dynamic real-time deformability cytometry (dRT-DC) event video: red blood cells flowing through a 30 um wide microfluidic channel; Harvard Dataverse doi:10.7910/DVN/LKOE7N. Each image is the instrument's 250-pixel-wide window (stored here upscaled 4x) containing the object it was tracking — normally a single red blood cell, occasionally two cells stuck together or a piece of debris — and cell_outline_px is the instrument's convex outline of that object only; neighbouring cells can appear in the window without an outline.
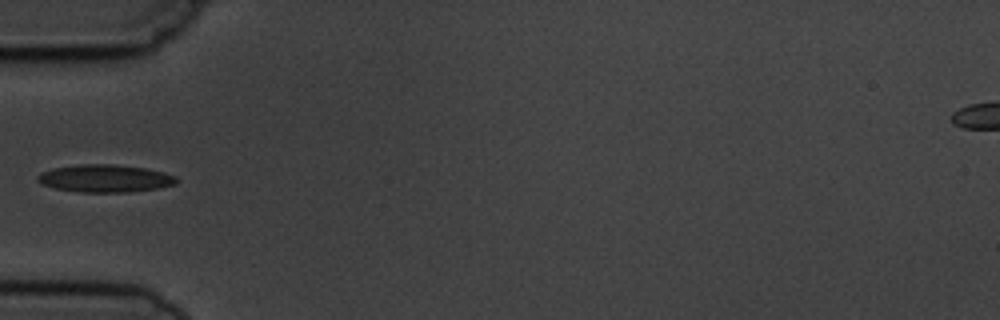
{"species": "common noctule bat (a hibernating species)", "species_latin": "Nyctalus noctula", "temperature_condition": "cold", "stored_images_in_passage": 5, "camera_frame_rate_fps": 3000, "um_per_image_px": 0.085, "animal": {"sex": "male", "body_mass_g": 19.5, "forearm_length_mm": 54.6}, "frame": {"image": 1, "passage_image": 5, "time_ms": 5.333, "image_size_px": [1000, 320], "cell_outline_px": [[176, 184], [160, 188], [128, 192], [80, 192], [56, 188], [40, 184], [36, 180], [36, 176], [40, 172], [52, 168], [80, 164], [112, 164], [144, 168], [164, 172], [176, 176]], "centroid_in_image_um": [8.9, 15.16], "position_along_channel_um": 76.1, "area_um2": 22.43}}